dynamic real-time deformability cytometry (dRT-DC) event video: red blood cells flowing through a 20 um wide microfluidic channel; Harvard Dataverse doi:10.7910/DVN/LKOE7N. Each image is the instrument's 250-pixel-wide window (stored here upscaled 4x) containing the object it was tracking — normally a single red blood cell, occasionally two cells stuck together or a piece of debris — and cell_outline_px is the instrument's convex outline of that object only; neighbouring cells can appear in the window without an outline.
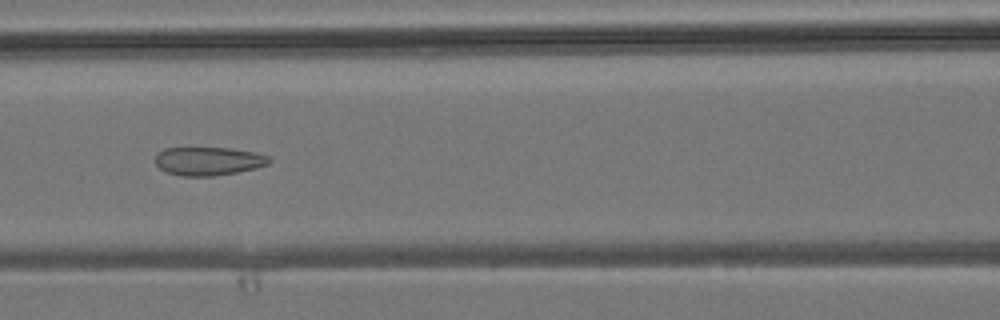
{"species": "common noctule bat (a hibernating species)", "species_latin": "Nyctalus noctula", "temperature_condition": "room temperature", "stored_images_in_passage": 6, "camera_frame_rate_fps": 3000, "um_per_image_px": 0.085, "animal": {"sex": "male", "body_mass_g": 19.2, "forearm_length_mm": 51.8}, "frame": {"image": 1, "passage_image": 6, "time_ms": 6.667, "image_size_px": [1000, 320], "cell_outline_px": [[272, 160], [268, 164], [256, 168], [236, 172], [212, 176], [180, 176], [164, 172], [156, 164], [156, 156], [164, 148], [228, 148], [256, 152], [268, 156]], "centroid_in_image_um": [17.72, 13.7], "position_along_channel_um": 148.9, "area_um2": 18.84}}